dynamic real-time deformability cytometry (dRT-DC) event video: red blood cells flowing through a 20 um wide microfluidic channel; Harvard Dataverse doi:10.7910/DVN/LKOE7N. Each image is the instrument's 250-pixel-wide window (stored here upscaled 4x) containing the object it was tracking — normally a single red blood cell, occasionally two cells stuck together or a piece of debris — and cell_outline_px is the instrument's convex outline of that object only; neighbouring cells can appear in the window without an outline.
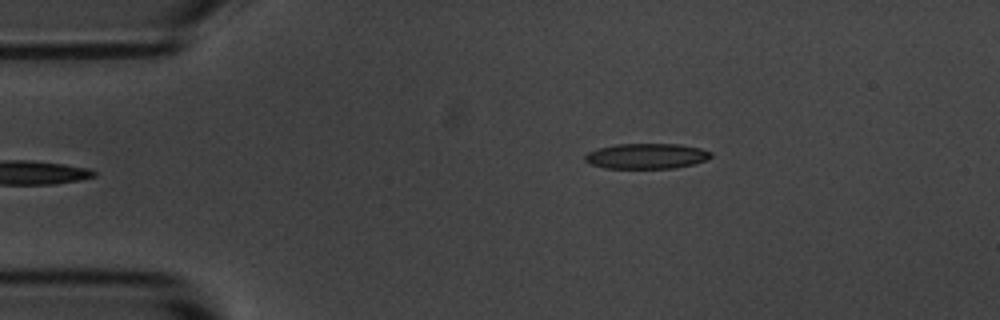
{"species": "common noctule bat (a hibernating species)", "species_latin": "Nyctalus noctula", "temperature_condition": "room temperature", "stored_images_in_passage": 6, "camera_frame_rate_fps": 3000, "um_per_image_px": 0.085, "animal": {"sex": "male", "body_mass_g": 20.1, "forearm_length_mm": 53.5}, "frame": {"image": 1, "passage_image": 6, "time_ms": 5.667, "image_size_px": [1000, 320], "cell_outline_px": [[712, 156], [704, 160], [692, 164], [676, 168], [604, 168], [592, 164], [584, 160], [584, 156], [588, 152], [600, 148], [616, 144], [676, 144], [700, 148], [712, 152]], "centroid_in_image_um": [54.94, 13.27], "position_along_channel_um": 30.1, "area_um2": 18.44}}